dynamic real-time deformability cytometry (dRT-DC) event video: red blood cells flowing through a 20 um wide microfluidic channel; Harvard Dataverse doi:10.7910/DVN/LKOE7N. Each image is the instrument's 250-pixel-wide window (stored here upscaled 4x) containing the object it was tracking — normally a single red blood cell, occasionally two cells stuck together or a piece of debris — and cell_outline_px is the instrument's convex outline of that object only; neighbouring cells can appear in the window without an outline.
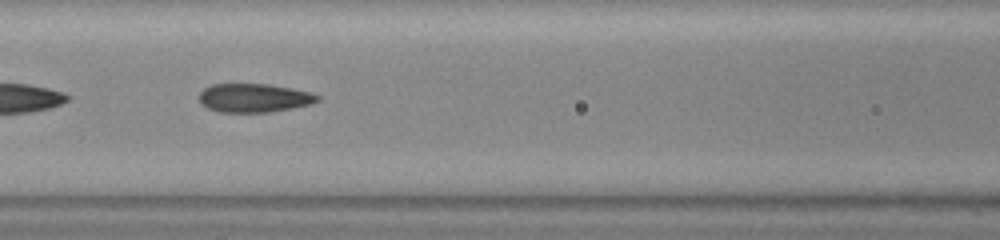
{"species": "common noctule bat (a hibernating species)", "species_latin": "Nyctalus noctula", "temperature_condition": "warm", "stored_images_in_passage": 24, "camera_frame_rate_fps": 3000, "um_per_image_px": 0.085, "animal": {"sex": "female", "body_mass_g": 23.0, "forearm_length_mm": 53.4}, "frame": {"image": 1, "passage_image": 8, "time_ms": 2.333, "image_size_px": [1000, 240], "cell_outline_px": [[320, 96], [316, 100], [304, 104], [288, 108], [260, 112], [228, 112], [212, 108], [204, 104], [200, 100], [200, 92], [204, 88], [216, 84], [260, 84], [288, 88], [308, 92]], "centroid_in_image_um": [21.53, 8.3], "position_along_channel_um": 145.1, "area_um2": 18.55}}